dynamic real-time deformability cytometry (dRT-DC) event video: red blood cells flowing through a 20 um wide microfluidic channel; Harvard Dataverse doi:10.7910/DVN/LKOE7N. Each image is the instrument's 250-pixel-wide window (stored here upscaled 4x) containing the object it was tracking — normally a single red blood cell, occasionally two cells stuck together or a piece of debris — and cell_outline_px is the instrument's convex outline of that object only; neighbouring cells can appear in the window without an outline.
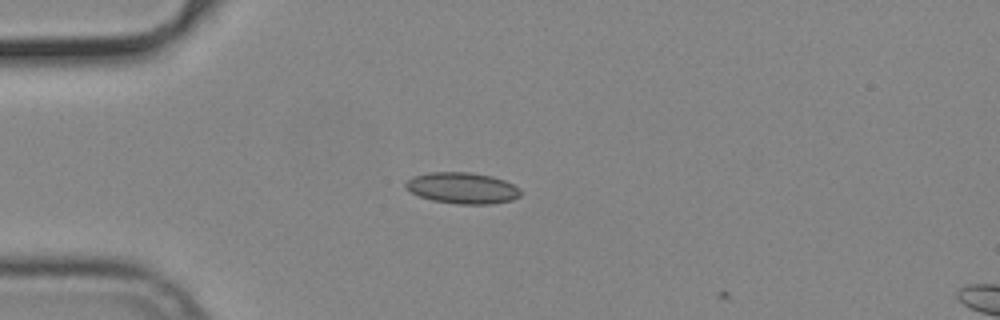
{"species": "common noctule bat (a hibernating species)", "species_latin": "Nyctalus noctula", "temperature_condition": "cold", "stored_images_in_passage": 2, "camera_frame_rate_fps": 3000, "um_per_image_px": 0.085, "animal": {"sex": "male", "body_mass_g": 19.2, "forearm_length_mm": 51.8}, "frame": {"image": 1, "passage_image": 1, "time_ms": 0.0, "image_size_px": [1000, 320], "cell_outline_px": [[520, 196], [512, 200], [492, 204], [456, 204], [432, 200], [420, 196], [404, 188], [404, 184], [412, 176], [432, 172], [468, 172], [492, 176], [504, 180], [520, 188]], "centroid_in_image_um": [39.3, 15.98], "position_along_channel_um": 45.7, "area_um2": 20.92}}